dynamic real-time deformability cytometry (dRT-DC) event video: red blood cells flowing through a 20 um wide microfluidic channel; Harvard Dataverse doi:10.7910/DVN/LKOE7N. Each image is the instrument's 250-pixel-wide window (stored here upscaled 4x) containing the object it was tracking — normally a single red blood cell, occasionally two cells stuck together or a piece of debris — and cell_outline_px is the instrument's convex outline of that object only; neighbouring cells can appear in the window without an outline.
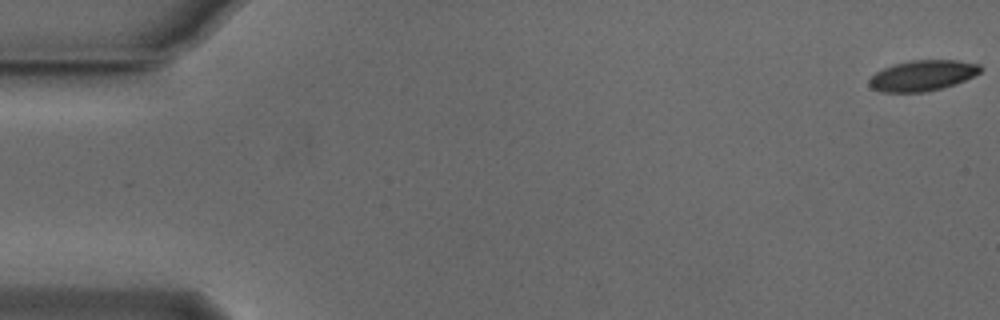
{"species": "Egyptian fruit bat (a non-hibernating species)", "species_latin": "Rousettus aegyptiacus", "temperature_condition": "cold", "stored_images_in_passage": 54, "camera_frame_rate_fps": 3000, "um_per_image_px": 0.085, "animal": {"sex": "male"}, "frame": {"image": 1, "passage_image": 1, "time_ms": 0.0, "image_size_px": [1000, 320], "cell_outline_px": [[980, 72], [956, 84], [924, 92], [880, 92], [872, 88], [868, 84], [868, 80], [876, 72], [884, 68], [896, 64], [912, 60], [956, 60], [980, 64]], "centroid_in_image_um": [78.39, 6.42], "position_along_channel_um": 6.6, "area_um2": 19.65}}
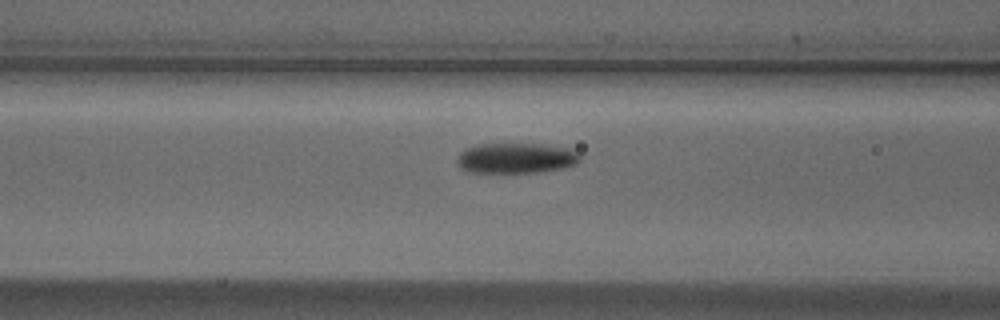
{"frame": {"image": 2, "passage_image": 22, "time_ms": 7.0, "image_size_px": [1000, 320], "cell_outline_px": [[580, 160], [576, 164], [560, 168], [536, 172], [468, 172], [460, 168], [456, 164], [456, 156], [464, 148], [476, 144], [544, 144], [572, 148], [580, 156]], "centroid_in_image_um": [43.81, 13.42], "position_along_channel_um": 122.8, "area_um2": 21.96}}
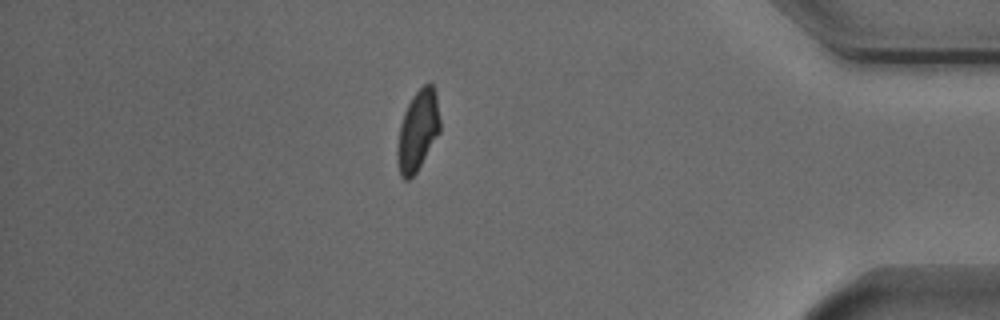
{"frame": {"image": 3, "passage_image": 47, "time_ms": 15.333, "image_size_px": [1000, 320], "cell_outline_px": [[440, 132], [416, 172], [408, 180], [404, 180], [400, 176], [396, 160], [396, 152], [400, 124], [404, 112], [412, 96], [428, 80], [432, 84], [436, 92], [440, 120]], "centroid_in_image_um": [35.5, 11.09], "position_along_channel_um": 399.7, "area_um2": 20.17}, "authors_computed_cell_mechanics": {"area_um2": 21.0103, "velocity_mm_per_s": 3.8096, "shape_relaxation_time_tau1_ms": 2.5259, "shape_relaxation_time_tau2_ms": 4.0025, "deformation_change_tau1": 0.1093, "deformation_change_tau2": 0.0747}}